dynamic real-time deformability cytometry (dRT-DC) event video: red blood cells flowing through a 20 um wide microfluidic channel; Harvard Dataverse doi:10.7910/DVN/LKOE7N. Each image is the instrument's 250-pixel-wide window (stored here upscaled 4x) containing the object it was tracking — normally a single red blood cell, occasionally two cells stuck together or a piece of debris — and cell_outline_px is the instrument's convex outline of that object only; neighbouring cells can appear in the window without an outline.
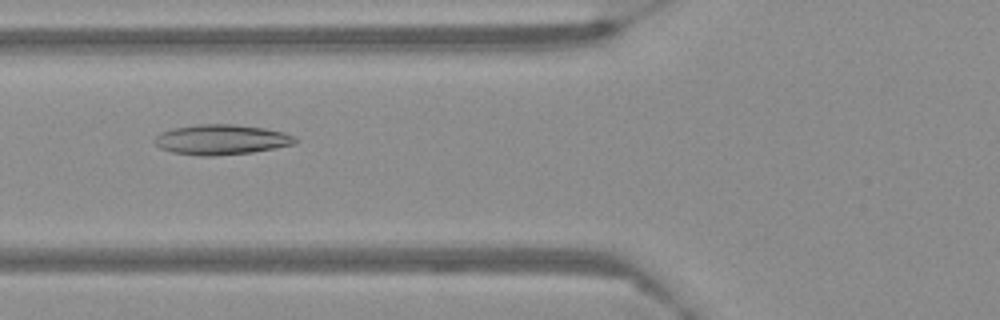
{"species": "Egyptian fruit bat (a non-hibernating species)", "species_latin": "Rousettus aegyptiacus", "temperature_condition": "warm", "stored_images_in_passage": 59, "camera_frame_rate_fps": 3000, "um_per_image_px": 0.085, "frame": {"image": 1, "passage_image": 23, "time_ms": 7.333, "image_size_px": [1000, 320], "cell_outline_px": [[300, 140], [296, 144], [252, 152], [212, 156], [200, 156], [172, 152], [160, 148], [152, 140], [160, 132], [172, 128], [196, 124], [232, 124], [264, 128], [284, 132]], "centroid_in_image_um": [18.8, 11.86], "position_along_channel_um": 107.0, "area_um2": 24.8}}
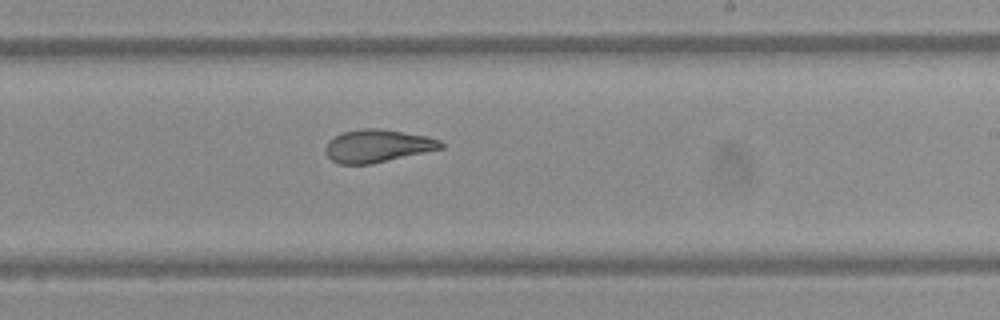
{"frame": {"image": 2, "passage_image": 36, "time_ms": 11.667, "image_size_px": [1000, 320], "cell_outline_px": [[444, 148], [372, 164], [340, 164], [332, 160], [328, 156], [324, 148], [328, 140], [344, 132], [364, 128], [376, 128], [428, 136], [440, 140], [444, 144]], "centroid_in_image_um": [32.1, 12.41], "position_along_channel_um": 256.9, "area_um2": 21.96}}
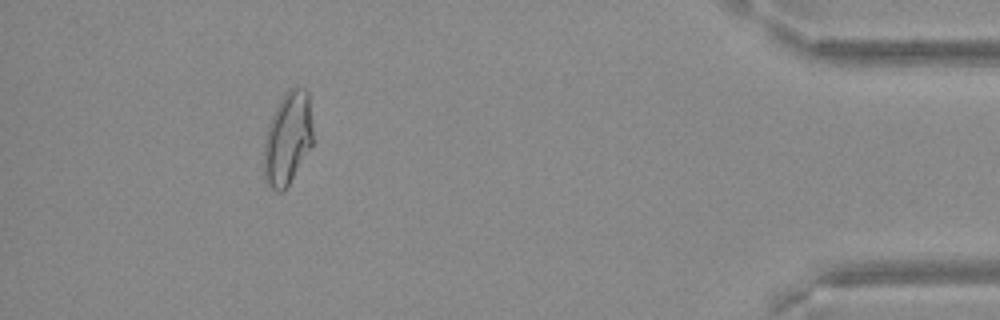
{"frame": {"image": 3, "passage_image": 54, "time_ms": 17.667, "image_size_px": [1000, 320], "cell_outline_px": [[312, 144], [284, 192], [276, 192], [264, 180], [264, 136], [268, 124], [280, 100], [288, 88], [304, 88], [308, 92], [312, 128]], "centroid_in_image_um": [24.43, 11.78], "position_along_channel_um": 410.8, "area_um2": 26.36}}